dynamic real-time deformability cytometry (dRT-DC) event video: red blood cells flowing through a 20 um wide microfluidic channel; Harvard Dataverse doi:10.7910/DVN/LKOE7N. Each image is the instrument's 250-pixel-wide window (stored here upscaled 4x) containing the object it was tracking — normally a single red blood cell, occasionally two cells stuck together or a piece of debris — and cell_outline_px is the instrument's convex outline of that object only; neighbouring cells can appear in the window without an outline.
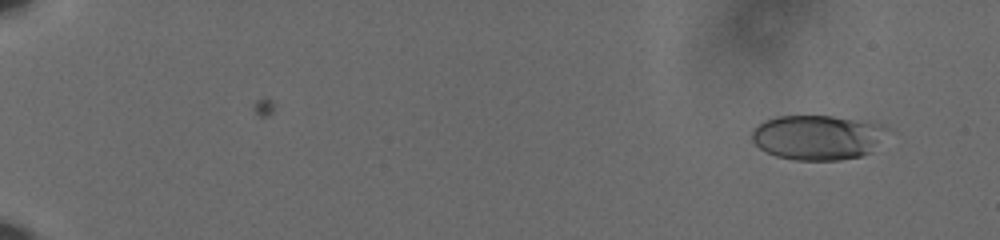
{"species": "human", "species_latin": "Homo sapiens", "temperature_condition": "cold", "stored_images_in_passage": 61, "camera_frame_rate_fps": 3000, "um_per_image_px": 0.085, "donor": {"sex": "male"}, "frame": {"image": 1, "passage_image": 6, "time_ms": 1.667, "image_size_px": [1000, 240], "cell_outline_px": [[888, 128], [868, 152], [860, 156], [840, 160], [792, 160], [776, 156], [760, 148], [752, 140], [752, 128], [764, 120], [776, 116], [832, 116], [868, 120]], "centroid_in_image_um": [69.42, 11.66], "position_along_channel_um": 15.6, "area_um2": 35.08}}
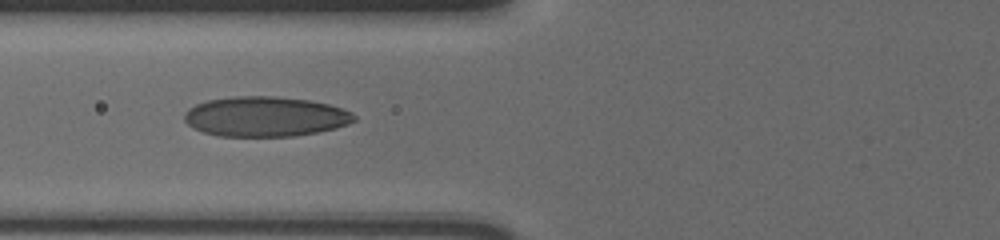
{"frame": {"image": 2, "passage_image": 28, "time_ms": 9.0, "image_size_px": [1000, 240], "cell_outline_px": [[356, 120], [348, 124], [336, 128], [296, 136], [220, 136], [204, 132], [192, 128], [184, 120], [184, 112], [188, 108], [196, 104], [208, 100], [236, 96], [276, 96], [312, 100], [328, 104], [352, 112], [356, 116]], "centroid_in_image_um": [22.55, 9.9], "position_along_channel_um": 103.3, "area_um2": 39.71}}
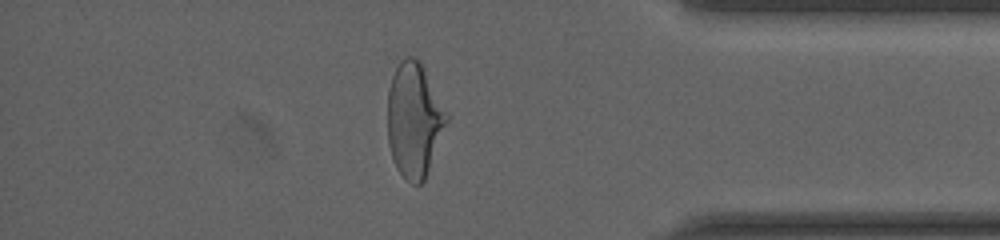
{"frame": {"image": 3, "passage_image": 54, "time_ms": 17.667, "image_size_px": [1000, 240], "cell_outline_px": [[448, 120], [424, 180], [420, 184], [412, 184], [396, 168], [388, 144], [388, 88], [392, 76], [400, 60], [404, 56], [416, 56], [420, 60], [448, 116]], "centroid_in_image_um": [35.18, 10.16], "position_along_channel_um": 400.0, "area_um2": 38.96}, "authors_computed_cell_mechanics": {"area_um2": 36.9342, "velocity_mm_per_s": 3.6223, "shape_relaxation_time_tau1_ms": 5.2066, "shape_relaxation_time_tau2_ms": 0.9132, "deformation_change_tau1": 0.1819, "deformation_change_tau2": 0.0711}}